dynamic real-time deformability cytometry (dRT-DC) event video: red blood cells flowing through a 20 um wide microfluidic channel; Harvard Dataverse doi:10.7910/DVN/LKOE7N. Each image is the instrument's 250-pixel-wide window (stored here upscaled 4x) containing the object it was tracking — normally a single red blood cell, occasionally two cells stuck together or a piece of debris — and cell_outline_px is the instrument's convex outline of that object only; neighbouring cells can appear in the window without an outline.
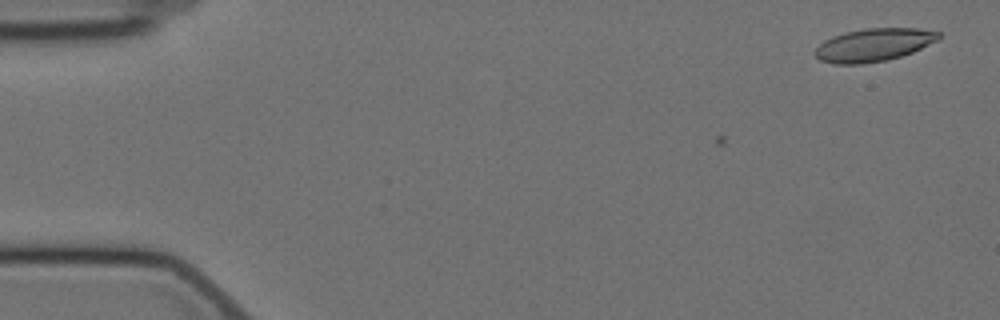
{"species": "Egyptian fruit bat (a non-hibernating species)", "species_latin": "Rousettus aegyptiacus", "temperature_condition": "cold", "stored_images_in_passage": 2, "camera_frame_rate_fps": 3000, "um_per_image_px": 0.085, "animal": {"sex": "female"}, "frame": {"image": 1, "passage_image": 2, "time_ms": 0.333, "image_size_px": [1000, 320], "cell_outline_px": [[940, 40], [912, 52], [900, 56], [884, 60], [860, 64], [832, 64], [820, 60], [812, 52], [824, 40], [832, 36], [844, 32], [868, 28], [916, 28], [940, 32]], "centroid_in_image_um": [74.24, 3.81], "position_along_channel_um": 10.8, "area_um2": 23.76}}